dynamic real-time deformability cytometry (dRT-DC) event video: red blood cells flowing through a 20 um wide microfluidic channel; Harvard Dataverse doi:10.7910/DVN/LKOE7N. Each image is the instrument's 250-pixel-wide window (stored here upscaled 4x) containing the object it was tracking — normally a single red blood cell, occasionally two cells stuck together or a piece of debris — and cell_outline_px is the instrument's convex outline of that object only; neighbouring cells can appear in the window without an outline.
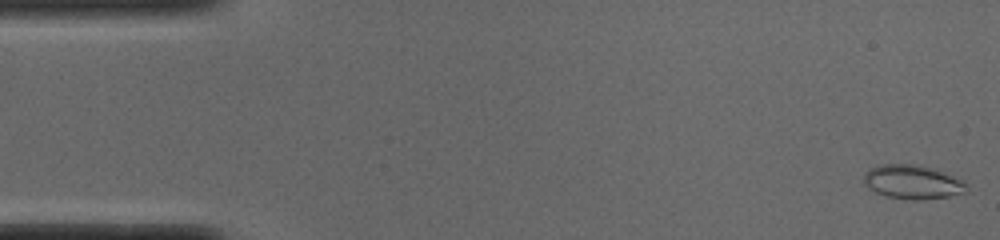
{"species": "common noctule bat (a hibernating species)", "species_latin": "Nyctalus noctula", "temperature_condition": "cold", "stored_images_in_passage": 52, "segment_of_instrument_passage": [1, 2], "camera_frame_rate_fps": 3000, "um_per_image_px": 0.085, "animal": {"sex": "male", "body_mass_g": 19.0, "forearm_length_mm": 50.8}, "frame": {"image": 1, "passage_image": 1, "time_ms": 0.0, "image_size_px": [1000, 240], "cell_outline_px": [[968, 192], [948, 196], [920, 200], [912, 200], [888, 196], [876, 192], [868, 188], [864, 184], [864, 172], [868, 168], [880, 164], [912, 164], [928, 168], [964, 180], [968, 184]], "centroid_in_image_um": [77.55, 15.47], "position_along_channel_um": 7.5, "area_um2": 20.23}}
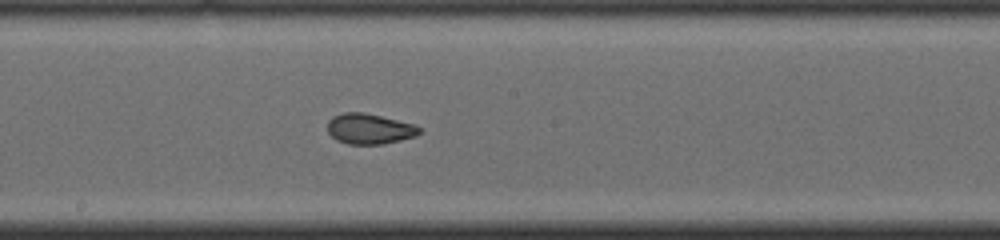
{"frame": {"image": 2, "passage_image": 27, "time_ms": 8.667, "image_size_px": [1000, 240], "cell_outline_px": [[424, 128], [416, 136], [384, 144], [348, 144], [336, 140], [328, 132], [328, 120], [332, 116], [344, 112], [364, 112], [412, 124]], "centroid_in_image_um": [31.39, 10.95], "position_along_channel_um": 216.8, "area_um2": 16.3}}
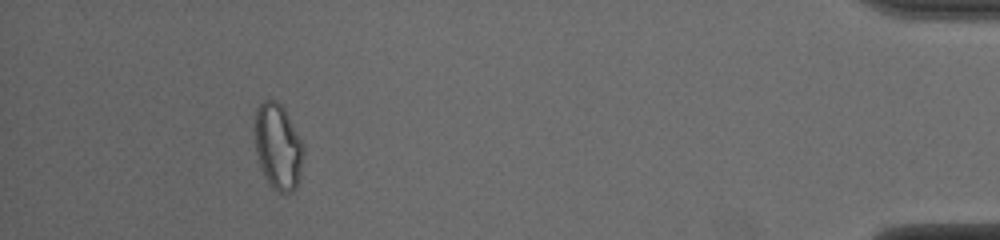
{"frame": {"image": 3, "passage_image": 47, "time_ms": 15.333, "image_size_px": [1000, 240], "cell_outline_px": [[304, 152], [300, 180], [296, 188], [292, 192], [280, 192], [272, 188], [264, 176], [256, 152], [256, 108], [264, 100], [276, 100], [284, 108], [304, 144]], "centroid_in_image_um": [23.67, 12.48], "position_along_channel_um": 411.5, "area_um2": 24.33}}